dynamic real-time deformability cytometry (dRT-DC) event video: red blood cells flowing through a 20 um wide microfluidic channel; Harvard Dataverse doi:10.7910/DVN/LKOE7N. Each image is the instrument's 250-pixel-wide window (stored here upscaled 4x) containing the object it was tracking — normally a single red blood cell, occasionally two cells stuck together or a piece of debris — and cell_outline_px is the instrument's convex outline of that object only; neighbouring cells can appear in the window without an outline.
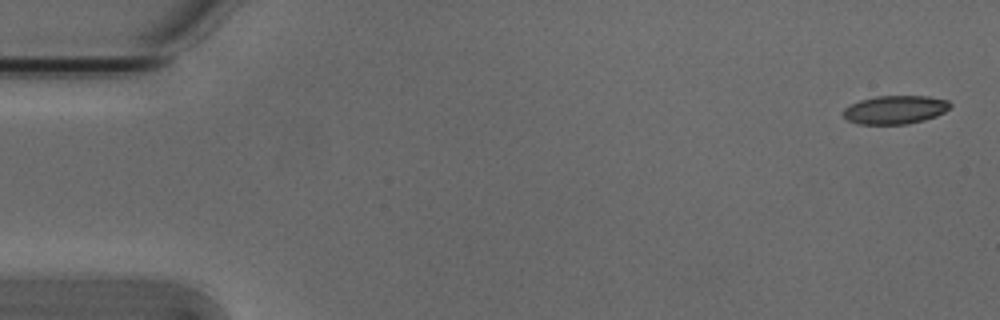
{"species": "Egyptian fruit bat (a non-hibernating species)", "species_latin": "Rousettus aegyptiacus", "temperature_condition": "cold", "stored_images_in_passage": 2, "segment_of_instrument_passage": [2, 2], "camera_frame_rate_fps": 3000, "um_per_image_px": 0.085, "animal": {"sex": "male"}, "frame": {"image": 1, "passage_image": 2, "time_ms": 0.333, "image_size_px": [1000, 320], "cell_outline_px": [[952, 104], [944, 112], [936, 116], [924, 120], [908, 124], [856, 124], [848, 120], [844, 116], [844, 108], [860, 100], [876, 96], [928, 96], [948, 100]], "centroid_in_image_um": [76.1, 9.33], "position_along_channel_um": 8.9, "area_um2": 17.69}}